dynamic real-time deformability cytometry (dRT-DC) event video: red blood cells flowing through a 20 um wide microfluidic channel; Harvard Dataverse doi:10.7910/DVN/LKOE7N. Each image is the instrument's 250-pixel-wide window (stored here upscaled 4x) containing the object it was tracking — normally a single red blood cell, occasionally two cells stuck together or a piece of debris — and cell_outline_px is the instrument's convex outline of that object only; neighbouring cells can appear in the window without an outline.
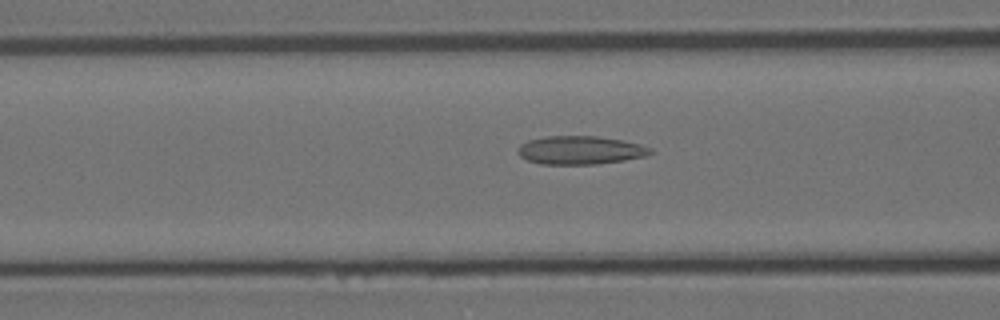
{"species": "Egyptian fruit bat (a non-hibernating species)", "species_latin": "Rousettus aegyptiacus", "temperature_condition": "room temperature", "stored_images_in_passage": 57, "camera_frame_rate_fps": 3000, "um_per_image_px": 0.085, "animal": {"sex": "female"}, "frame": {"image": 1, "passage_image": 22, "time_ms": 7.0, "image_size_px": [1000, 320], "cell_outline_px": [[652, 152], [648, 156], [624, 160], [596, 164], [540, 164], [528, 160], [520, 156], [516, 152], [520, 144], [528, 140], [544, 136], [596, 136], [620, 140], [640, 144], [652, 148]], "centroid_in_image_um": [49.3, 12.76], "position_along_channel_um": 117.3, "area_um2": 21.96}}
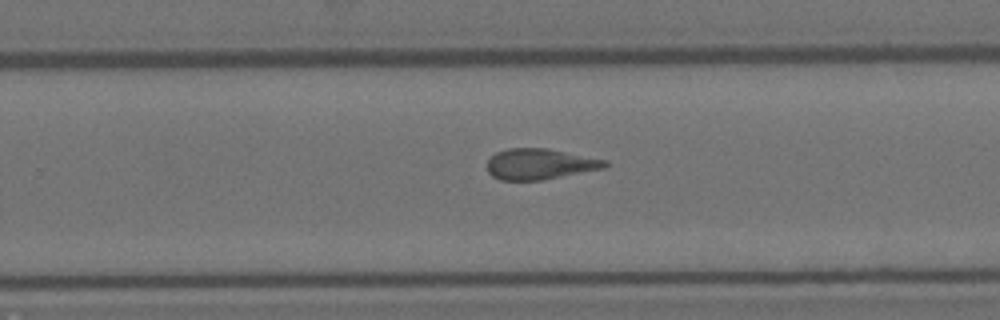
{"frame": {"image": 2, "passage_image": 36, "time_ms": 11.667, "image_size_px": [1000, 320], "cell_outline_px": [[608, 164], [604, 168], [540, 180], [500, 180], [492, 176], [488, 172], [488, 160], [496, 152], [508, 148], [548, 148], [608, 160]], "centroid_in_image_um": [45.88, 13.93], "position_along_channel_um": 283.9, "area_um2": 21.04}}
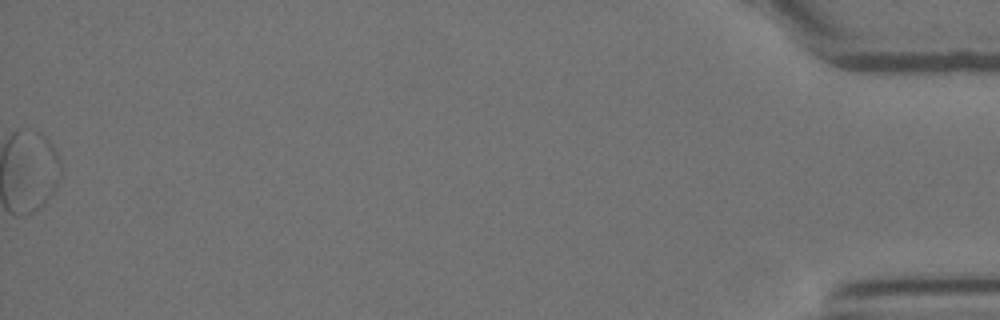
{"frame": {"image": 3, "passage_image": 57, "time_ms": 18.667, "image_size_px": [1000, 320], "cell_outline_px": [[64, 172], [56, 188], [32, 212], [24, 212], [36, 132], [40, 132], [52, 144], [60, 160]], "centroid_in_image_um": [3.63, 14.69], "position_along_channel_um": 431.6, "area_um2": 13.06}, "authors_computed_cell_mechanics": {"area_um2": 21.6172, "velocity_mm_per_s": 3.587, "shape_relaxation_time_tau1_ms": null, "shape_relaxation_time_tau2_ms": 2.3535, "deformation_change_tau1": null, "deformation_change_tau2": 0.1143}}